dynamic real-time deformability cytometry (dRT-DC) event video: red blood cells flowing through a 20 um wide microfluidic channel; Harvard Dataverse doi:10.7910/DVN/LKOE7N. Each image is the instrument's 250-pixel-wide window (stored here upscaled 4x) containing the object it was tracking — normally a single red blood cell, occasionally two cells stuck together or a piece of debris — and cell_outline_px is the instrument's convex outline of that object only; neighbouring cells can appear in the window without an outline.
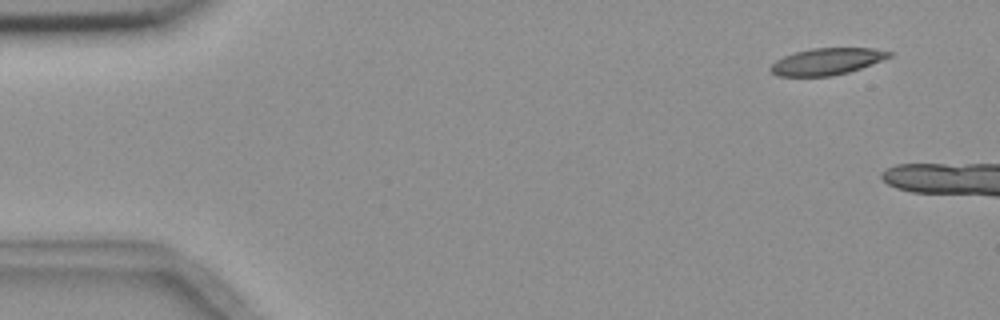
{"species": "common noctule bat (a hibernating species)", "species_latin": "Nyctalus noctula", "temperature_condition": "room temperature", "stored_images_in_passage": 4, "camera_frame_rate_fps": 3000, "um_per_image_px": 0.085, "animal": {"sex": "female", "body_mass_g": 18.4}, "frame": {"image": 1, "passage_image": 1, "time_ms": 0.0, "image_size_px": [1000, 320], "cell_outline_px": [[892, 56], [860, 68], [848, 72], [832, 76], [776, 76], [768, 68], [776, 60], [784, 56], [796, 52], [812, 48], [872, 48], [892, 52]], "centroid_in_image_um": [70.26, 5.23], "position_along_channel_um": 14.7, "area_um2": 18.32}}